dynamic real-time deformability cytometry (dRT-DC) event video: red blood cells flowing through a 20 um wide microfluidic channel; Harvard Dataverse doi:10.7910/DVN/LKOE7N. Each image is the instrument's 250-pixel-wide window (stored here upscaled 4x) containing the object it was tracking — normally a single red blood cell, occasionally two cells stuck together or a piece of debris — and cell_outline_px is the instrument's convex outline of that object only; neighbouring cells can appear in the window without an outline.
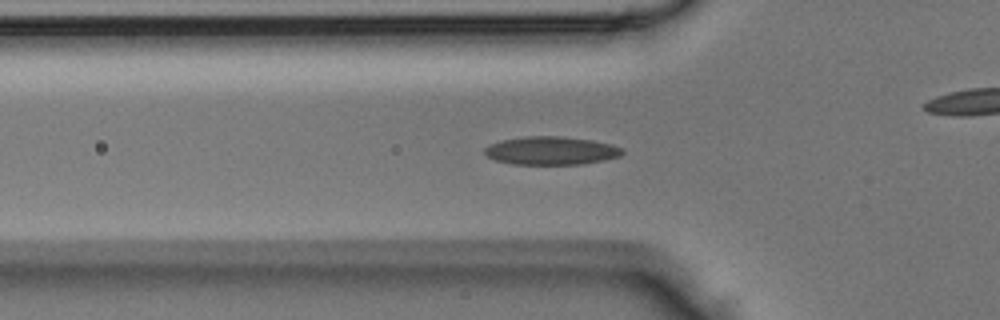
{"species": "Egyptian fruit bat (a non-hibernating species)", "species_latin": "Rousettus aegyptiacus", "temperature_condition": "room temperature", "stored_images_in_passage": 44, "camera_frame_rate_fps": 3000, "um_per_image_px": 0.085, "animal": {"sex": "male"}, "frame": {"image": 1, "passage_image": 14, "time_ms": 4.333, "image_size_px": [1000, 320], "cell_outline_px": [[624, 152], [620, 156], [604, 160], [580, 164], [512, 164], [496, 160], [488, 156], [484, 152], [484, 148], [492, 144], [504, 140], [524, 136], [560, 136], [592, 140], [612, 144], [624, 148]], "centroid_in_image_um": [46.89, 12.8], "position_along_channel_um": 78.9, "area_um2": 22.54}}
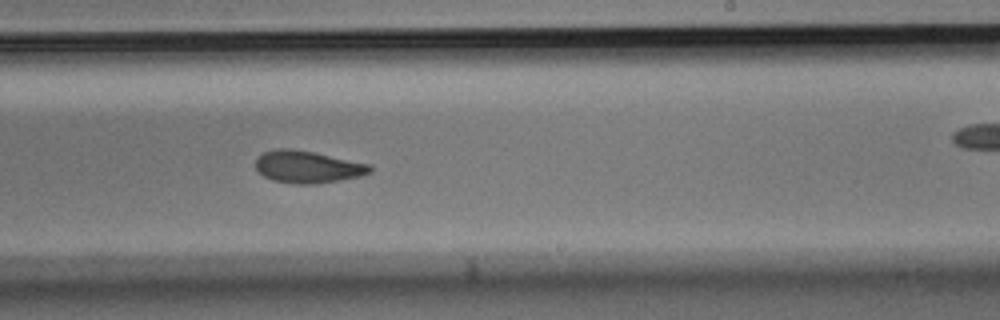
{"frame": {"image": 2, "passage_image": 26, "time_ms": 8.333, "image_size_px": [1000, 320], "cell_outline_px": [[372, 172], [360, 176], [312, 184], [296, 184], [272, 180], [264, 176], [256, 168], [256, 156], [264, 152], [276, 148], [292, 148], [372, 164]], "centroid_in_image_um": [26.14, 14.17], "position_along_channel_um": 262.9, "area_um2": 21.39}}
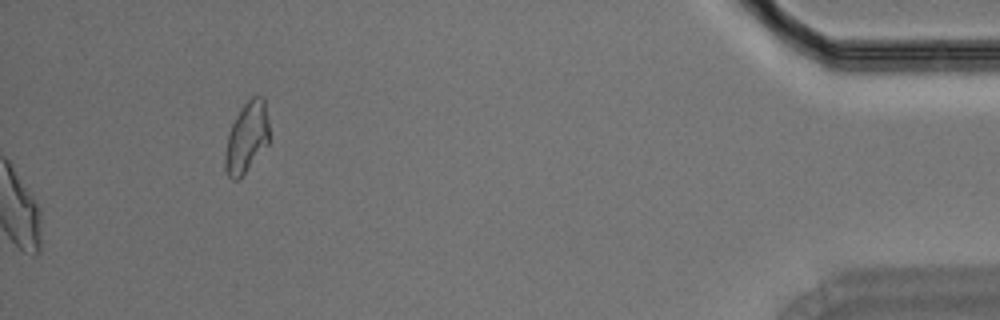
{"frame": {"image": 3, "passage_image": 44, "time_ms": 14.333, "image_size_px": [1000, 320], "cell_outline_px": [[268, 144], [248, 168], [236, 180], [232, 180], [228, 176], [224, 168], [224, 152], [228, 132], [236, 116], [244, 104], [252, 96], [264, 96], [268, 120]], "centroid_in_image_um": [20.94, 11.67], "position_along_channel_um": 414.3, "area_um2": 18.09}}